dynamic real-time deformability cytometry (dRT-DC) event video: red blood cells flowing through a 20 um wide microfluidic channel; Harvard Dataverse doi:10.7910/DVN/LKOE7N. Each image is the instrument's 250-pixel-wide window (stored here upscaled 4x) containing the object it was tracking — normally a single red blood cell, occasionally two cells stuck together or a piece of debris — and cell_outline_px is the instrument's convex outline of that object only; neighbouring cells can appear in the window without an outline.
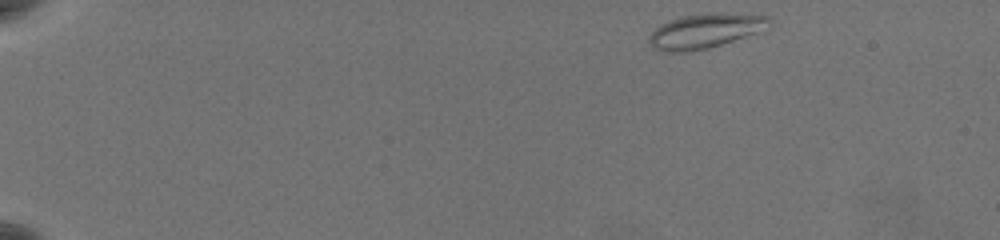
{"species": "common noctule bat (a hibernating species)", "species_latin": "Nyctalus noctula", "temperature_condition": "warm", "stored_images_in_passage": 52, "camera_frame_rate_fps": 3000, "um_per_image_px": 0.085, "animal": {"sex": "female", "body_mass_g": 19.5, "forearm_length_mm": 54.1}, "frame": {"image": 1, "passage_image": 1, "time_ms": 0.0, "image_size_px": [1000, 240], "cell_outline_px": [[772, 20], [768, 28], [708, 48], [688, 52], [660, 52], [648, 40], [648, 36], [660, 24], [684, 16], [712, 12], [720, 12], [768, 16]], "centroid_in_image_um": [59.93, 2.62], "position_along_channel_um": 25.1, "area_um2": 23.93}}
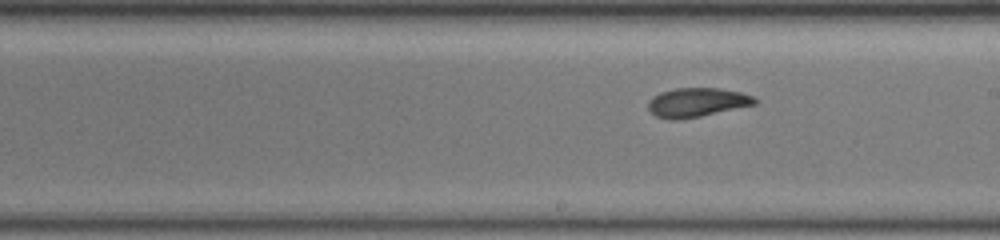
{"frame": {"image": 2, "passage_image": 29, "time_ms": 9.333, "image_size_px": [1000, 240], "cell_outline_px": [[760, 100], [756, 104], [700, 116], [676, 120], [672, 120], [656, 116], [648, 108], [648, 100], [652, 96], [660, 92], [676, 88], [720, 88], [740, 92], [752, 96]], "centroid_in_image_um": [59.23, 8.69], "position_along_channel_um": 229.8, "area_um2": 18.03}}
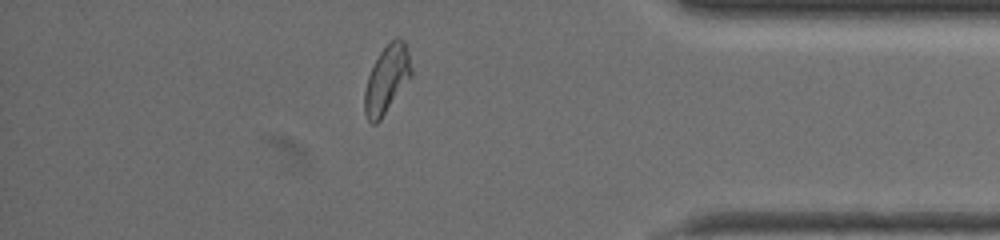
{"frame": {"image": 3, "passage_image": 45, "time_ms": 14.667, "image_size_px": [1000, 240], "cell_outline_px": [[412, 76], [380, 120], [376, 124], [372, 124], [368, 120], [364, 112], [364, 92], [368, 76], [380, 52], [396, 36], [400, 36], [404, 40], [408, 52], [412, 68]], "centroid_in_image_um": [32.88, 6.74], "position_along_channel_um": 402.3, "area_um2": 18.38}, "authors_computed_cell_mechanics": {"area_um2": 18.3226, "velocity_mm_per_s": 3.6288, "shape_relaxation_time_tau1_ms": 8.5974, "shape_relaxation_time_tau2_ms": 2.1865, "deformation_change_tau1": 0.2318, "deformation_change_tau2": 0.0755}}